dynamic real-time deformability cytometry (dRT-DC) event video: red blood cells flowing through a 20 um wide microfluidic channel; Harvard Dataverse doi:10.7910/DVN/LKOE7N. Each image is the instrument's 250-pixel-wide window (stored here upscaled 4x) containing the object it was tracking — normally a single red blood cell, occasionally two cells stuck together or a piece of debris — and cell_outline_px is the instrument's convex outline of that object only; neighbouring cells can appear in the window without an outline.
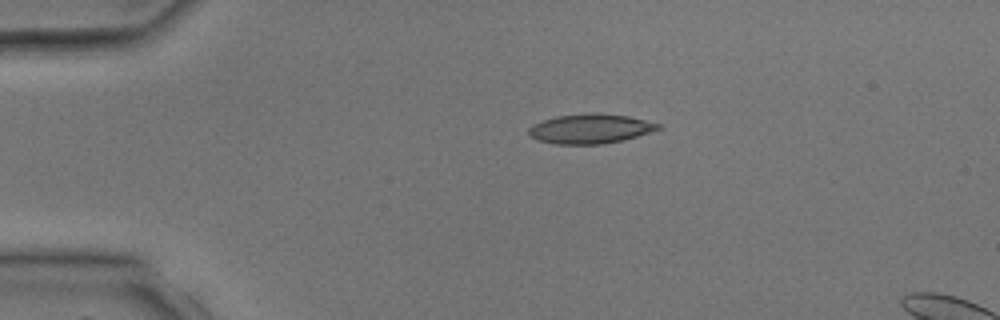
{"species": "common noctule bat (a hibernating species)", "species_latin": "Nyctalus noctula", "temperature_condition": "room temperature", "stored_images_in_passage": 5, "segment_of_instrument_passage": [1, 2], "camera_frame_rate_fps": 3000, "um_per_image_px": 0.085, "animal": {"sex": "male", "body_mass_g": 17.9, "forearm_length_mm": 54.2}, "frame": {"image": 1, "passage_image": 3, "time_ms": 2.667, "image_size_px": [1000, 320], "cell_outline_px": [[664, 124], [660, 128], [624, 140], [600, 144], [556, 144], [536, 140], [528, 132], [528, 128], [532, 124], [556, 116], [592, 112], [596, 112], [628, 116]], "centroid_in_image_um": [50.17, 10.93], "position_along_channel_um": 34.8, "area_um2": 22.37}}